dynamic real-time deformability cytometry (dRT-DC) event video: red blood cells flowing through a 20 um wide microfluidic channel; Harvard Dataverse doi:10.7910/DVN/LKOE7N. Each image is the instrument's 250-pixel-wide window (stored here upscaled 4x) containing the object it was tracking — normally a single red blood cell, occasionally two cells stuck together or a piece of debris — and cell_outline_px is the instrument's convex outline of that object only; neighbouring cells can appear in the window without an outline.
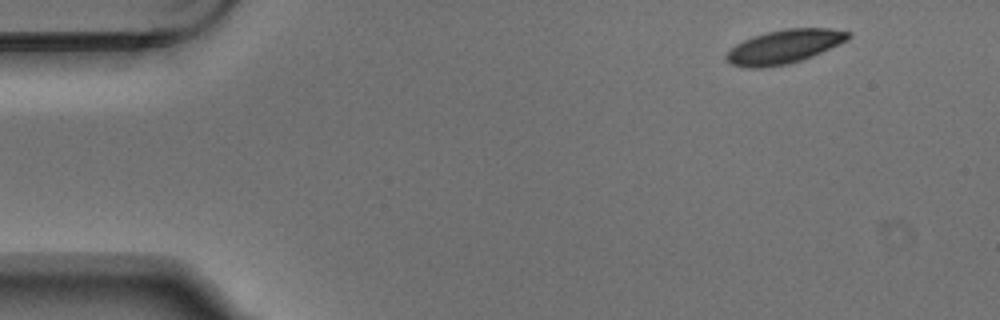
{"species": "Egyptian fruit bat (a non-hibernating species)", "species_latin": "Rousettus aegyptiacus", "temperature_condition": "warm", "stored_images_in_passage": 3, "camera_frame_rate_fps": 3000, "um_per_image_px": 0.085, "animal": {"sex": "male"}, "frame": {"image": 1, "passage_image": 1, "time_ms": 0.0, "image_size_px": [1000, 320], "cell_outline_px": [[852, 36], [848, 40], [812, 56], [788, 64], [764, 68], [744, 68], [732, 64], [724, 56], [736, 44], [752, 36], [784, 28], [832, 28], [852, 32]], "centroid_in_image_um": [66.68, 3.96], "position_along_channel_um": 18.3, "area_um2": 24.04}}
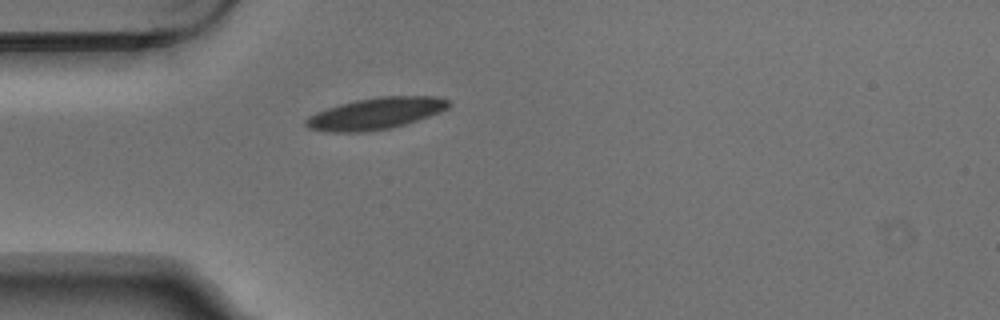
{"frame": {"image": 2, "passage_image": 3, "time_ms": 0.667, "image_size_px": [1000, 320], "cell_outline_px": [[452, 104], [448, 108], [440, 112], [404, 124], [388, 128], [364, 132], [324, 132], [308, 128], [304, 124], [304, 120], [308, 116], [316, 112], [340, 104], [356, 100], [380, 96], [440, 96], [448, 100]], "centroid_in_image_um": [31.91, 9.64], "position_along_channel_um": 53.1, "area_um2": 26.3}}